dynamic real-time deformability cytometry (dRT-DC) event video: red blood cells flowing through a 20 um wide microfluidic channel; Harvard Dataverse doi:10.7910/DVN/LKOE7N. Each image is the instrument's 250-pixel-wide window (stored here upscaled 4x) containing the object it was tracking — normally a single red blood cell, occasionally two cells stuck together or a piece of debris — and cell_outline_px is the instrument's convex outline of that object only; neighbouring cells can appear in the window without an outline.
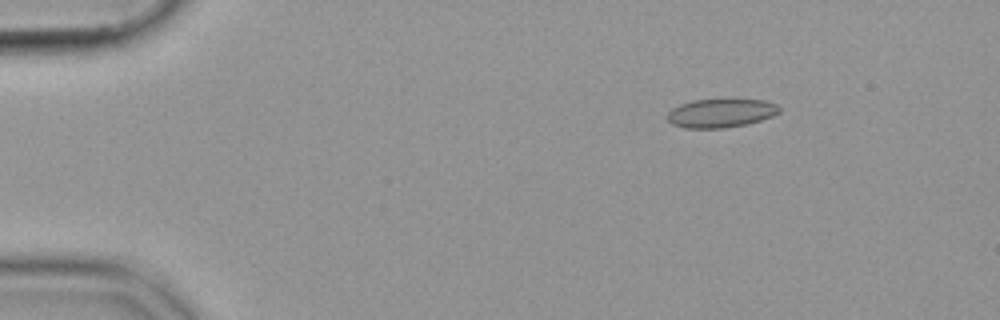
{"species": "common noctule bat (a hibernating species)", "species_latin": "Nyctalus noctula", "temperature_condition": "cold", "stored_images_in_passage": 48, "camera_frame_rate_fps": 3000, "um_per_image_px": 0.085, "animal": {"sex": "female", "body_mass_g": 19.9}, "frame": {"image": 1, "passage_image": 1, "time_ms": 0.0, "image_size_px": [1000, 320], "cell_outline_px": [[780, 112], [772, 116], [748, 124], [724, 128], [684, 128], [672, 124], [668, 120], [668, 112], [672, 108], [680, 104], [692, 100], [732, 96], [764, 100], [776, 104], [780, 108]], "centroid_in_image_um": [61.3, 9.56], "position_along_channel_um": 23.7, "area_um2": 19.65}}
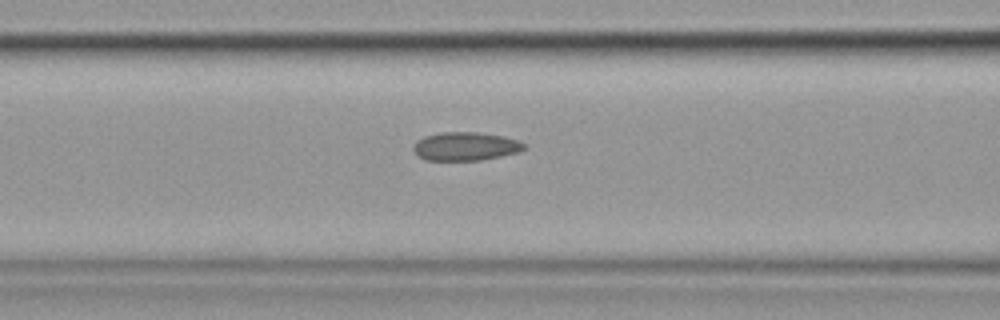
{"frame": {"image": 2, "passage_image": 16, "time_ms": 5.0, "image_size_px": [1000, 320], "cell_outline_px": [[528, 148], [520, 152], [480, 160], [424, 160], [412, 148], [416, 140], [424, 136], [444, 132], [476, 132], [504, 136], [520, 140], [528, 144]], "centroid_in_image_um": [39.64, 12.43], "position_along_channel_um": 127.0, "area_um2": 18.55}}
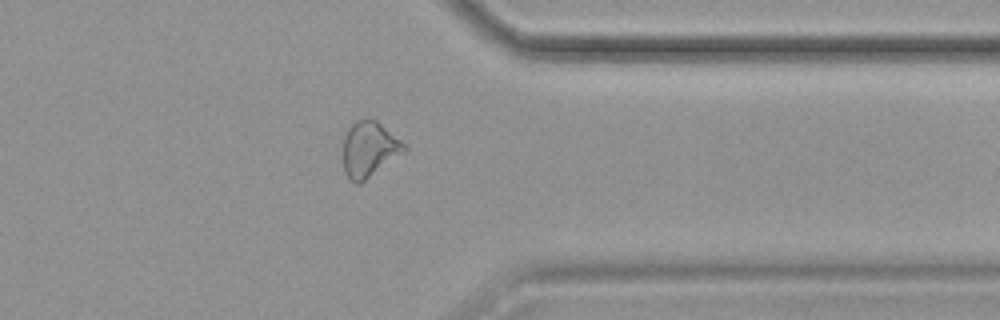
{"frame": {"image": 3, "passage_image": 37, "time_ms": 12.0, "image_size_px": [1000, 320], "cell_outline_px": [[408, 148], [404, 152], [360, 184], [356, 184], [344, 172], [344, 136], [348, 128], [356, 120], [376, 120], [400, 140]], "centroid_in_image_um": [31.37, 12.7], "position_along_channel_um": 380.0, "area_um2": 19.31}}